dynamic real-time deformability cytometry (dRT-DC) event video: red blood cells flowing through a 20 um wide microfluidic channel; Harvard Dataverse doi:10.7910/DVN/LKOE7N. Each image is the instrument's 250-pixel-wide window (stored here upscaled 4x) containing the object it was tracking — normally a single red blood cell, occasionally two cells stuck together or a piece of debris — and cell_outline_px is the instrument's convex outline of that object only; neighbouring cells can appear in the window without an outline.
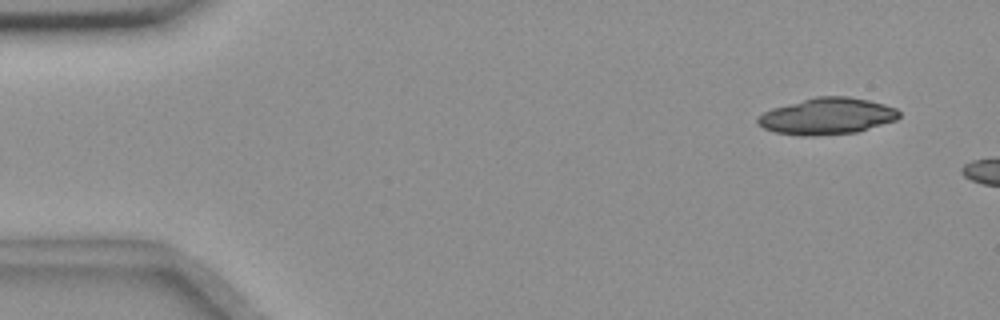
{"species": "common noctule bat (a hibernating species)", "species_latin": "Nyctalus noctula", "temperature_condition": "room temperature", "stored_images_in_passage": 9, "camera_frame_rate_fps": 3000, "um_per_image_px": 0.085, "animal": {"sex": "female", "body_mass_g": 18.4}, "frame": {"image": 1, "passage_image": 4, "time_ms": 1.0, "image_size_px": [1000, 320], "cell_outline_px": [[900, 116], [896, 120], [856, 132], [816, 136], [800, 136], [776, 132], [764, 128], [756, 124], [756, 116], [772, 108], [816, 96], [848, 96], [868, 100], [884, 104], [896, 108], [900, 112]], "centroid_in_image_um": [70.27, 9.88], "position_along_channel_um": 14.7, "area_um2": 30.17}}